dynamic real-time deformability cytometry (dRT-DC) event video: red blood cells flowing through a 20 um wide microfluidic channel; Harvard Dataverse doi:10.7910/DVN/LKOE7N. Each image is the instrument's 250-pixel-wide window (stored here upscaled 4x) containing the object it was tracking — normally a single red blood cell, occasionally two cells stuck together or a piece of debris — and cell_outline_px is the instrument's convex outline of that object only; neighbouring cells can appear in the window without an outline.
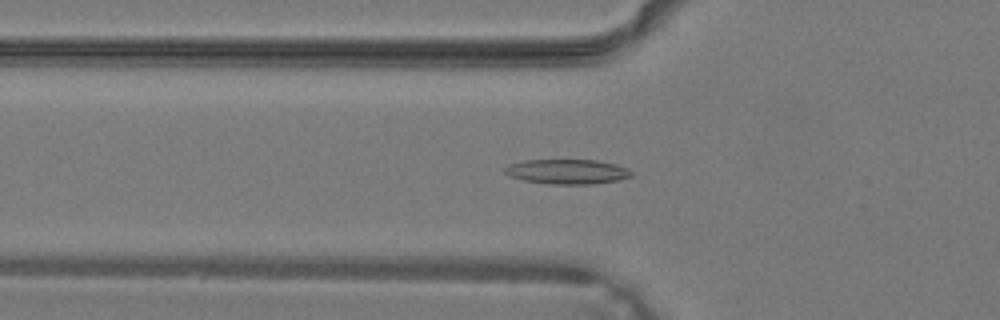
{"species": "common noctule bat (a hibernating species)", "species_latin": "Nyctalus noctula", "temperature_condition": "warm", "stored_images_in_passage": 25, "camera_frame_rate_fps": 3000, "um_per_image_px": 0.085, "animal": {"sex": "male", "body_mass_g": 19.2, "forearm_length_mm": 51.8}, "frame": {"image": 1, "passage_image": 5, "time_ms": 1.333, "image_size_px": [1000, 320], "cell_outline_px": [[632, 176], [616, 180], [592, 184], [548, 184], [524, 180], [508, 176], [504, 172], [504, 168], [508, 164], [524, 160], [596, 160], [616, 164], [628, 168], [632, 172]], "centroid_in_image_um": [48.18, 14.58], "position_along_channel_um": 77.6, "area_um2": 18.32}}
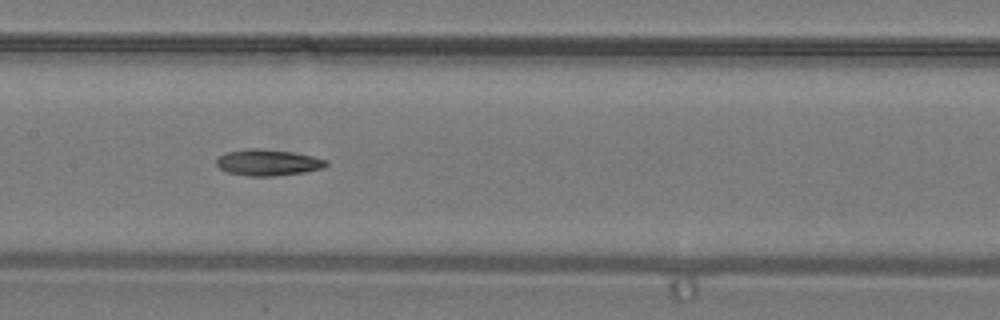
{"frame": {"image": 2, "passage_image": 11, "time_ms": 3.333, "image_size_px": [1000, 320], "cell_outline_px": [[328, 164], [324, 168], [304, 172], [272, 176], [248, 176], [228, 172], [220, 168], [216, 164], [216, 156], [224, 152], [248, 148], [256, 148], [292, 152], [312, 156], [328, 160]], "centroid_in_image_um": [22.74, 13.8], "position_along_channel_um": 184.7, "area_um2": 16.88}}
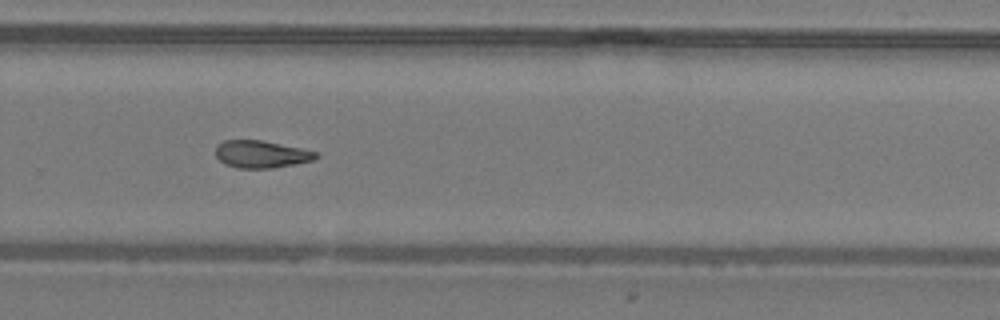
{"frame": {"image": 3, "passage_image": 18, "time_ms": 5.667, "image_size_px": [1000, 320], "cell_outline_px": [[320, 156], [312, 160], [296, 164], [272, 168], [236, 168], [224, 164], [216, 156], [216, 144], [224, 140], [260, 140], [320, 152]], "centroid_in_image_um": [22.21, 13.11], "position_along_channel_um": 307.6, "area_um2": 16.07}}